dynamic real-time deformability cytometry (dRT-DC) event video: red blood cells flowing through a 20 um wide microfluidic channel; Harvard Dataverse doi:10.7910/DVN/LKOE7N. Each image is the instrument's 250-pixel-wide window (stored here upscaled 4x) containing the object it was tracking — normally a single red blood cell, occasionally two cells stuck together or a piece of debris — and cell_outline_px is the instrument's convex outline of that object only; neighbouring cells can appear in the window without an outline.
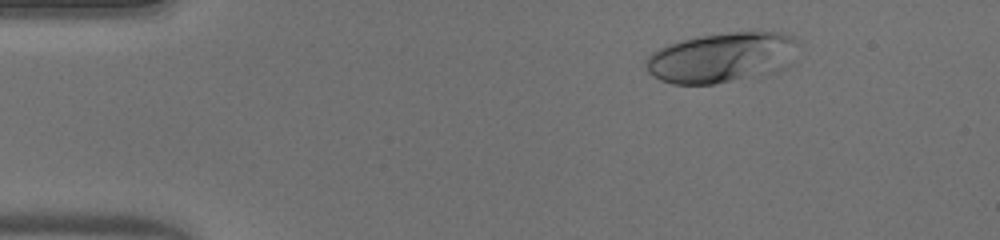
{"species": "human", "species_latin": "Homo sapiens", "temperature_condition": "warm", "stored_images_in_passage": 37, "camera_frame_rate_fps": 3000, "um_per_image_px": 0.085, "donor": {"sex": "male"}, "frame": {"image": 1, "passage_image": 2, "time_ms": 0.333, "image_size_px": [1000, 240], "cell_outline_px": [[800, 40], [788, 64], [784, 68], [776, 72], [716, 84], [672, 84], [660, 80], [652, 76], [644, 68], [644, 60], [652, 52], [668, 44], [696, 36], [728, 32], [780, 32], [792, 36]], "centroid_in_image_um": [61.32, 4.89], "position_along_channel_um": 23.7, "area_um2": 44.85}}
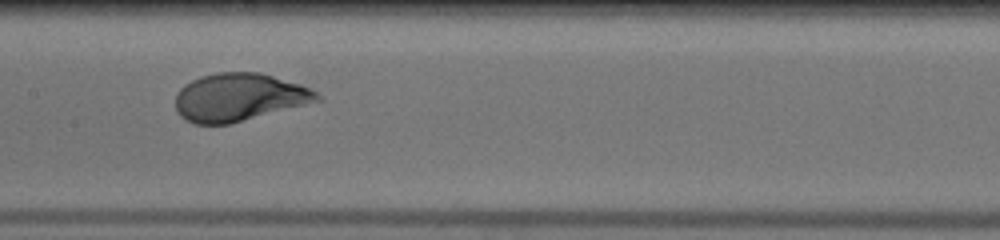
{"frame": {"image": 2, "passage_image": 20, "time_ms": 6.333, "image_size_px": [1000, 240], "cell_outline_px": [[324, 100], [228, 124], [196, 124], [180, 116], [176, 112], [176, 92], [184, 84], [200, 76], [216, 72], [260, 72], [300, 84], [316, 92]], "centroid_in_image_um": [20.31, 8.26], "position_along_channel_um": 187.1, "area_um2": 39.48}}
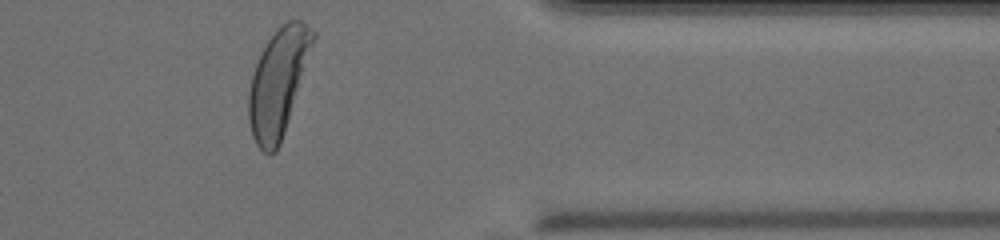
{"frame": {"image": 3, "passage_image": 36, "time_ms": 11.667, "image_size_px": [1000, 240], "cell_outline_px": [[316, 36], [280, 144], [276, 152], [268, 156], [256, 144], [252, 136], [248, 120], [248, 96], [252, 72], [268, 40], [276, 28], [288, 20], [300, 20], [316, 32]], "centroid_in_image_um": [23.62, 7.02], "position_along_channel_um": 387.8, "area_um2": 39.65}, "authors_computed_cell_mechanics": {"area_um2": 38.7838, "velocity_mm_per_s": 4.0747, "shape_relaxation_time_tau1_ms": 2.6816, "shape_relaxation_time_tau2_ms": null, "deformation_change_tau1": 0.2232, "deformation_change_tau2": null}}